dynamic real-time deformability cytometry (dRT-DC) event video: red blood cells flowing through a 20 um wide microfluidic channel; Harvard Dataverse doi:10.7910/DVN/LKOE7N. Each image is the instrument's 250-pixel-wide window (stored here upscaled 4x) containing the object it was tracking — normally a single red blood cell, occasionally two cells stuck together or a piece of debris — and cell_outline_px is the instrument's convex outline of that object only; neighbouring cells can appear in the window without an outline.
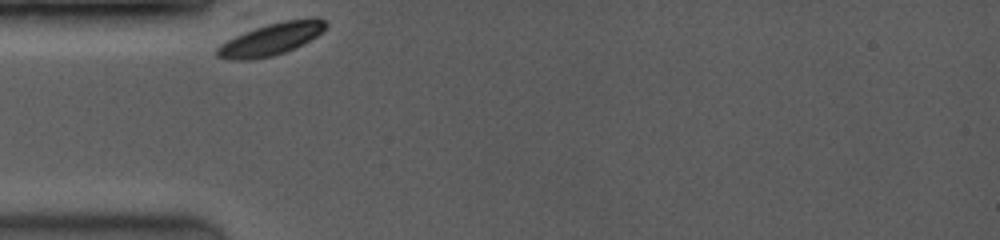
{"species": "common noctule bat (a hibernating species)", "species_latin": "Nyctalus noctula", "temperature_condition": "room temperature", "stored_images_in_passage": 29, "camera_frame_rate_fps": 3500, "um_per_image_px": 0.085, "animal": {"sex": "female", "body_mass_g": 19.0, "forearm_length_mm": 53.3}, "frame": {"image": 1, "passage_image": 1, "time_ms": 0.0, "image_size_px": [1000, 240], "cell_outline_px": [[328, 24], [316, 36], [284, 52], [272, 56], [248, 60], [228, 60], [216, 56], [216, 48], [236, 12], [252, 12], [324, 20]], "centroid_in_image_um": [22.54, 2.99], "position_along_channel_um": 62.5, "area_um2": 26.53}}
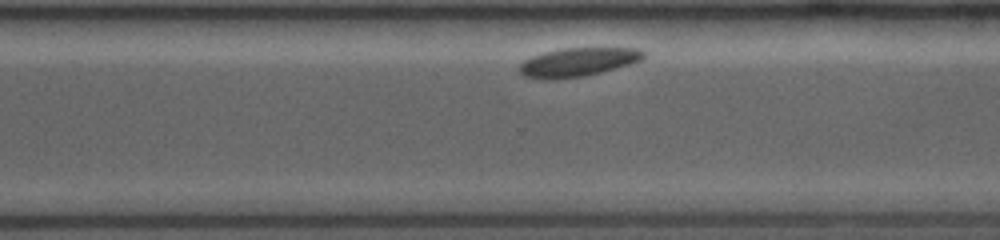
{"frame": {"image": 2, "passage_image": 21, "time_ms": 7.429, "image_size_px": [1000, 240], "cell_outline_px": [[644, 56], [640, 60], [616, 68], [584, 76], [556, 80], [544, 80], [524, 76], [516, 72], [516, 68], [524, 60], [532, 56], [544, 52], [560, 48], [636, 48], [644, 52]], "centroid_in_image_um": [49.01, 5.29], "position_along_channel_um": 321.6, "area_um2": 20.92}}
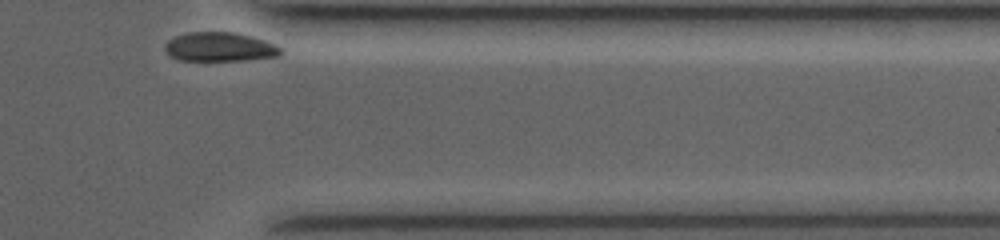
{"frame": {"image": 3, "passage_image": 29, "time_ms": 9.429, "image_size_px": [1000, 240], "cell_outline_px": [[284, 52], [280, 56], [244, 60], [176, 60], [168, 56], [164, 48], [168, 40], [176, 36], [188, 32], [236, 32], [252, 36], [276, 44]], "centroid_in_image_um": [18.68, 3.99], "position_along_channel_um": 392.7, "area_um2": 19.83}, "authors_computed_cell_mechanics": {"area_um2": 21.386, "velocity_mm_per_s": 3.5449, "shape_relaxation_time_tau1_ms": 8.5534, "shape_relaxation_time_tau2_ms": null, "deformation_change_tau1": null, "deformation_change_tau2": null}}